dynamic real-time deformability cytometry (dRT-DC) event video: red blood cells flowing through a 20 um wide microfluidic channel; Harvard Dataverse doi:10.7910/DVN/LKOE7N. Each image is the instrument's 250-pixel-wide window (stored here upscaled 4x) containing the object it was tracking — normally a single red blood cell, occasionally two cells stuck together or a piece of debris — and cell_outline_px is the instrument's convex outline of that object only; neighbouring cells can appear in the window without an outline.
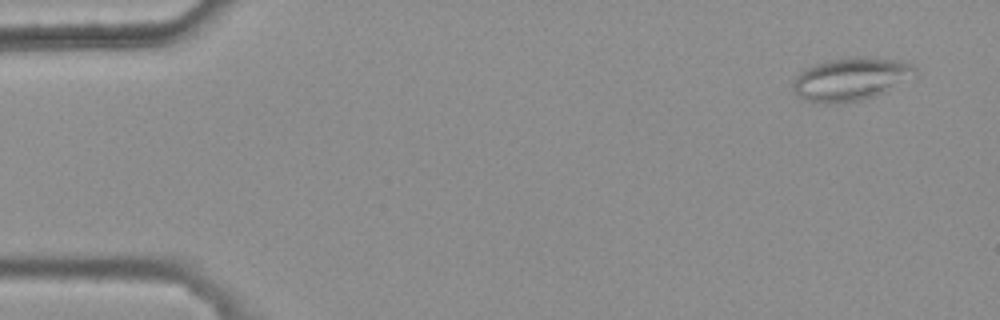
{"species": "common noctule bat (a hibernating species)", "species_latin": "Nyctalus noctula", "temperature_condition": "warm", "stored_images_in_passage": 3, "camera_frame_rate_fps": 3000, "um_per_image_px": 0.085, "animal": {"sex": "female", "body_mass_g": 25.1}, "frame": {"image": 1, "passage_image": 1, "time_ms": 0.0, "image_size_px": [1000, 320], "cell_outline_px": [[916, 76], [888, 92], [860, 100], [836, 104], [808, 100], [800, 96], [792, 88], [792, 84], [796, 76], [800, 72], [816, 64], [828, 60], [848, 56], [860, 56], [900, 60], [912, 64], [916, 68]], "centroid_in_image_um": [72.4, 6.7], "position_along_channel_um": 12.6, "area_um2": 30.75}}